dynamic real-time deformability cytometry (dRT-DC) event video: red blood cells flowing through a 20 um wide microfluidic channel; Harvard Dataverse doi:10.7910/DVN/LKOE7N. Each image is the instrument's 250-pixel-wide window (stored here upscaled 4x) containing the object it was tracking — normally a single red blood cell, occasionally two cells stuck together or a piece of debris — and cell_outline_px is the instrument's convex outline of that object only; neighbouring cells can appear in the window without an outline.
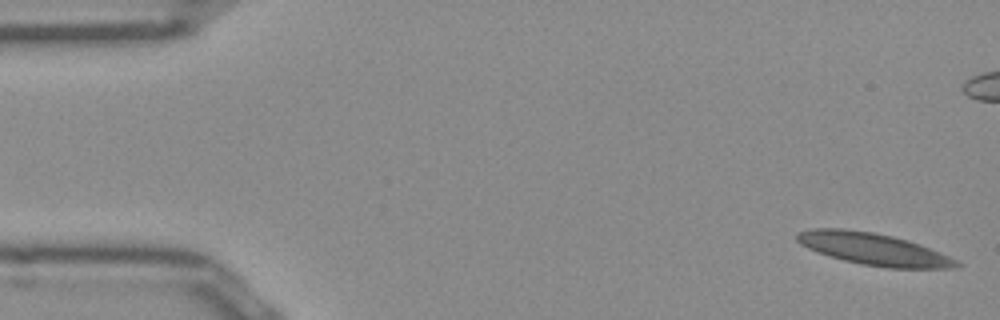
{"species": "Egyptian fruit bat (a non-hibernating species)", "species_latin": "Rousettus aegyptiacus", "temperature_condition": "room temperature", "stored_images_in_passage": 51, "camera_frame_rate_fps": 3000, "um_per_image_px": 0.085, "frame": {"image": 1, "passage_image": 1, "time_ms": 0.0, "image_size_px": [1000, 320], "cell_outline_px": [[964, 264], [960, 268], [888, 268], [864, 264], [844, 260], [808, 248], [800, 244], [796, 240], [796, 232], [812, 228], [840, 228], [872, 232], [892, 236], [908, 240], [920, 244], [948, 256]], "centroid_in_image_um": [74.27, 21.16], "position_along_channel_um": 10.7, "area_um2": 29.54}}
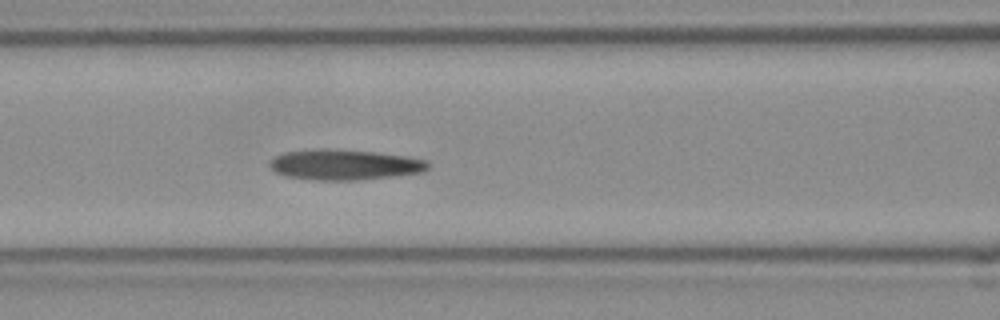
{"frame": {"image": 2, "passage_image": 20, "time_ms": 6.333, "image_size_px": [1000, 320], "cell_outline_px": [[428, 168], [424, 172], [356, 180], [312, 180], [284, 176], [276, 172], [268, 164], [276, 156], [284, 152], [316, 148], [324, 148], [376, 152], [408, 156], [428, 160]], "centroid_in_image_um": [29.28, 13.99], "position_along_channel_um": 137.3, "area_um2": 28.21}}
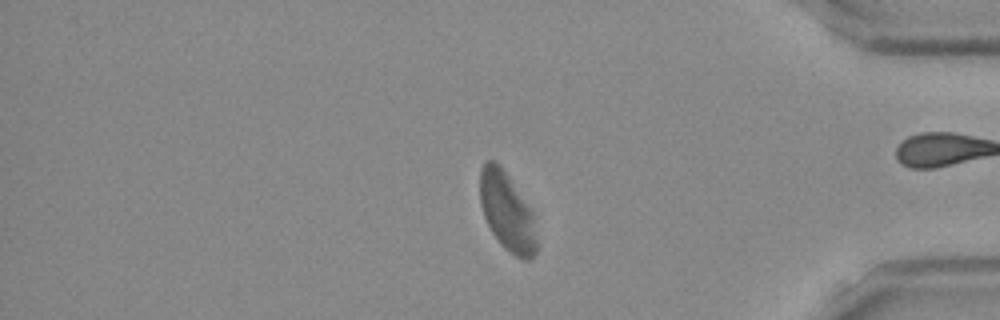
{"frame": {"image": 3, "passage_image": 42, "time_ms": 13.667, "image_size_px": [1000, 320], "cell_outline_px": [[536, 252], [528, 260], [524, 260], [516, 256], [504, 248], [500, 244], [492, 232], [484, 216], [480, 204], [480, 168], [484, 160], [492, 160], [508, 176], [536, 216]], "centroid_in_image_um": [43.11, 18.01], "position_along_channel_um": 392.1, "area_um2": 25.89}, "authors_computed_cell_mechanics": {"area_um2": 28.1486, "velocity_mm_per_s": 3.8722, "shape_relaxation_time_tau1_ms": null, "shape_relaxation_time_tau2_ms": 2.4026, "deformation_change_tau1": null, "deformation_change_tau2": 0.0815}}